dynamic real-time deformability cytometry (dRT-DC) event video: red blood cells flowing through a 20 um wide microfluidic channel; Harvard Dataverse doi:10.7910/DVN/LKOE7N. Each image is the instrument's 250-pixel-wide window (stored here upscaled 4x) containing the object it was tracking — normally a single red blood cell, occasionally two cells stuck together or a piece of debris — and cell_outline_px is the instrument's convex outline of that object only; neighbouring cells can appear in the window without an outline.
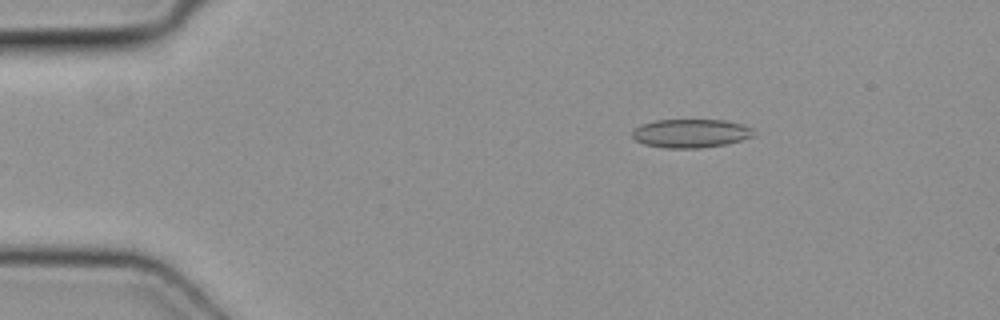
{"species": "common noctule bat (a hibernating species)", "species_latin": "Nyctalus noctula", "temperature_condition": "cold", "stored_images_in_passage": 43, "camera_frame_rate_fps": 3000, "um_per_image_px": 0.085, "animal": {"sex": "female", "body_mass_g": 19.3, "forearm_length_mm": 54.1}, "frame": {"image": 1, "passage_image": 2, "time_ms": 0.333, "image_size_px": [1000, 320], "cell_outline_px": [[756, 136], [724, 144], [700, 148], [664, 148], [644, 144], [636, 140], [632, 136], [632, 132], [640, 124], [656, 120], [724, 120], [740, 124], [752, 128]], "centroid_in_image_um": [58.7, 11.33], "position_along_channel_um": 26.3, "area_um2": 20.17}}
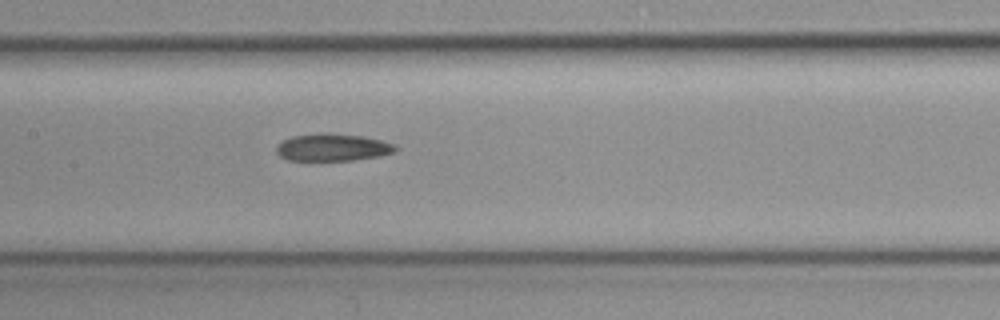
{"frame": {"image": 2, "passage_image": 18, "time_ms": 5.667, "image_size_px": [1000, 320], "cell_outline_px": [[396, 148], [392, 152], [380, 156], [352, 160], [288, 160], [280, 156], [276, 152], [276, 148], [284, 140], [292, 136], [328, 132], [360, 136], [380, 140], [396, 144]], "centroid_in_image_um": [28.26, 12.52], "position_along_channel_um": 179.1, "area_um2": 18.73}}
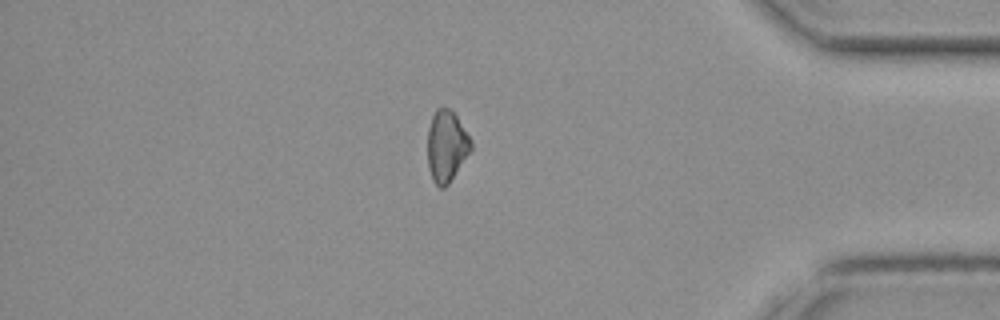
{"frame": {"image": 3, "passage_image": 36, "time_ms": 11.667, "image_size_px": [1000, 320], "cell_outline_px": [[472, 148], [448, 184], [444, 188], [440, 188], [432, 180], [428, 168], [428, 128], [432, 116], [436, 108], [448, 108], [456, 116], [472, 140]], "centroid_in_image_um": [37.94, 12.42], "position_along_channel_um": 397.3, "area_um2": 17.86}}